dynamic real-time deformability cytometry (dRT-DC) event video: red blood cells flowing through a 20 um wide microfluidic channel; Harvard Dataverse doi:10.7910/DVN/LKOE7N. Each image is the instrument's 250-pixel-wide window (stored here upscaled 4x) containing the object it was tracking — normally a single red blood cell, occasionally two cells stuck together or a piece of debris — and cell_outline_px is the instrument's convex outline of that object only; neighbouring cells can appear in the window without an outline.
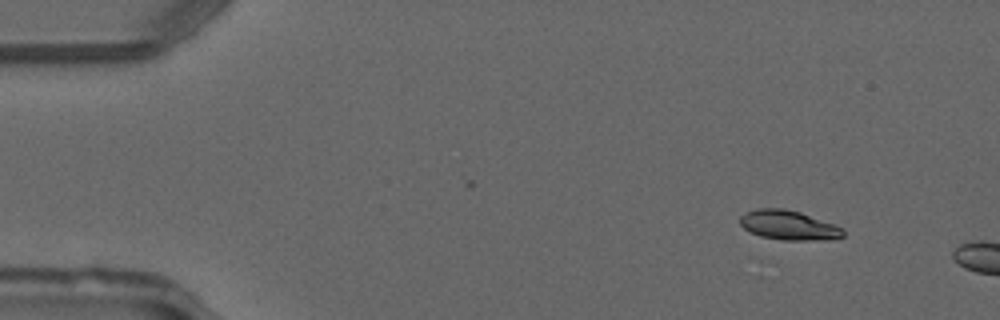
{"species": "common noctule bat (a hibernating species)", "species_latin": "Nyctalus noctula", "temperature_condition": "warm", "stored_images_in_passage": 4, "camera_frame_rate_fps": 3000, "um_per_image_px": 0.085, "animal": {"sex": "male", "forearm_length_mm": 52.5}, "frame": {"image": 1, "passage_image": 1, "time_ms": 0.0, "image_size_px": [1000, 320], "cell_outline_px": [[840, 236], [768, 236], [756, 232], [748, 228], [764, 212], [792, 212], [804, 216]], "centroid_in_image_um": [67.01, 19.17], "position_along_channel_um": 18.0, "area_um2": 10.69}}